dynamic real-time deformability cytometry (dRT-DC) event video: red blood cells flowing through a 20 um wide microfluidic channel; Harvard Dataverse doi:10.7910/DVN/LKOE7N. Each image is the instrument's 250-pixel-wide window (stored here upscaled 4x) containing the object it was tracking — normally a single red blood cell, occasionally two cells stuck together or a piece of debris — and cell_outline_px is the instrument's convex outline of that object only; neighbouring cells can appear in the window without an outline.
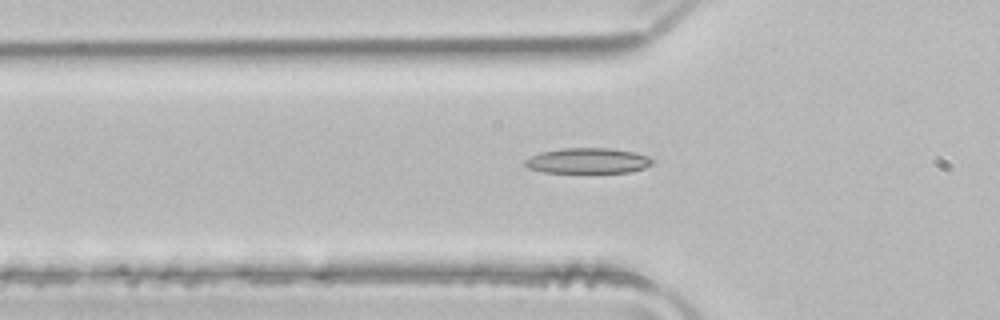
{"species": "common noctule bat (a hibernating species)", "species_latin": "Nyctalus noctula", "temperature_condition": "room temperature", "stored_images_in_passage": 32, "camera_frame_rate_fps": 3000, "um_per_image_px": 0.085, "animal": {"sex": "male", "body_mass_g": 21.5, "forearm_length_mm": 52.0}, "frame": {"image": 1, "passage_image": 2, "time_ms": 0.333, "image_size_px": [1000, 320], "cell_outline_px": [[652, 164], [644, 168], [632, 172], [544, 172], [528, 168], [524, 164], [524, 160], [540, 152], [564, 148], [608, 148], [636, 152], [648, 156], [652, 160]], "centroid_in_image_um": [49.97, 13.66], "position_along_channel_um": 75.8, "area_um2": 18.79}}
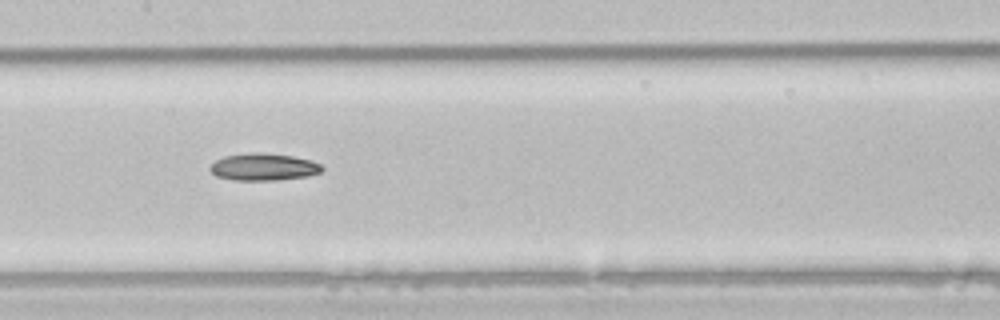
{"frame": {"image": 2, "passage_image": 10, "time_ms": 3.0, "image_size_px": [1000, 320], "cell_outline_px": [[324, 168], [320, 172], [308, 176], [276, 180], [232, 180], [216, 176], [208, 168], [216, 160], [224, 156], [256, 152], [260, 152], [292, 156], [308, 160], [320, 164]], "centroid_in_image_um": [22.38, 14.19], "position_along_channel_um": 185.0, "area_um2": 17.57}}
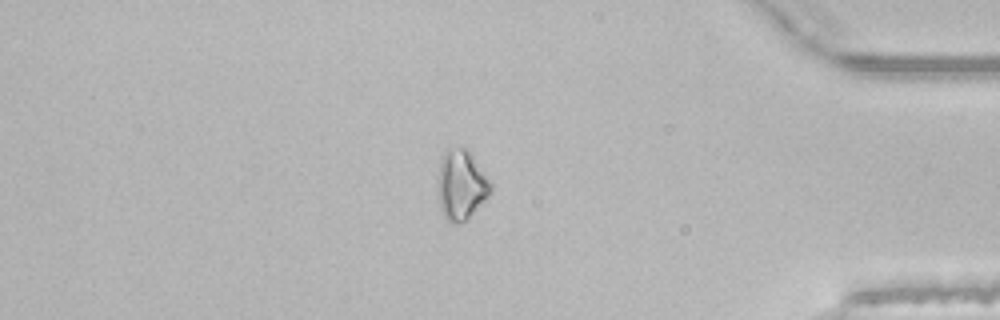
{"frame": {"image": 3, "passage_image": 28, "time_ms": 9.0, "image_size_px": [1000, 320], "cell_outline_px": [[492, 192], [464, 220], [456, 224], [448, 220], [444, 216], [440, 204], [436, 184], [440, 160], [444, 152], [448, 148], [468, 148], [492, 180]], "centroid_in_image_um": [39.21, 15.64], "position_along_channel_um": 396.0, "area_um2": 21.68}, "authors_computed_cell_mechanics": {"area_um2": 17.5712, "velocity_mm_per_s": 4.0565, "shape_relaxation_time_tau1_ms": 5.288, "shape_relaxation_time_tau2_ms": null, "deformation_change_tau1": 0.12, "deformation_change_tau2": null}}